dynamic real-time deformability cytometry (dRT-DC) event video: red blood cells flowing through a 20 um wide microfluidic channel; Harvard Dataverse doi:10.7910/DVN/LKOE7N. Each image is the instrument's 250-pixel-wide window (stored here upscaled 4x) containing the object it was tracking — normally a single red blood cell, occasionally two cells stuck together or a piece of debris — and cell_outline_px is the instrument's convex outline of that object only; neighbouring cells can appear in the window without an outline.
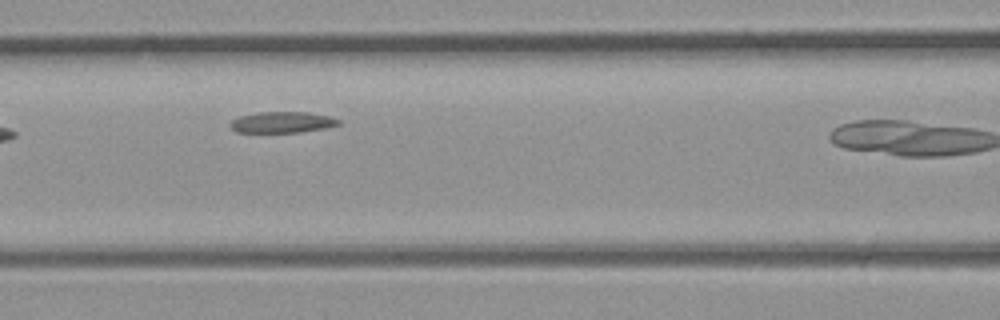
{"species": "common noctule bat (a hibernating species)", "species_latin": "Nyctalus noctula", "temperature_condition": "room temperature", "stored_images_in_passage": 5, "camera_frame_rate_fps": 3000, "um_per_image_px": 0.085, "animal": {"sex": "male", "body_mass_g": 23.1, "forearm_length_mm": 52.7}, "frame": {"image": 1, "passage_image": 4, "time_ms": 1.0, "image_size_px": [1000, 320], "cell_outline_px": [[340, 124], [324, 128], [300, 132], [236, 132], [228, 124], [232, 120], [240, 116], [260, 112], [308, 112], [328, 116], [340, 120]], "centroid_in_image_um": [23.97, 10.39], "position_along_channel_um": 142.6, "area_um2": 13.18}}